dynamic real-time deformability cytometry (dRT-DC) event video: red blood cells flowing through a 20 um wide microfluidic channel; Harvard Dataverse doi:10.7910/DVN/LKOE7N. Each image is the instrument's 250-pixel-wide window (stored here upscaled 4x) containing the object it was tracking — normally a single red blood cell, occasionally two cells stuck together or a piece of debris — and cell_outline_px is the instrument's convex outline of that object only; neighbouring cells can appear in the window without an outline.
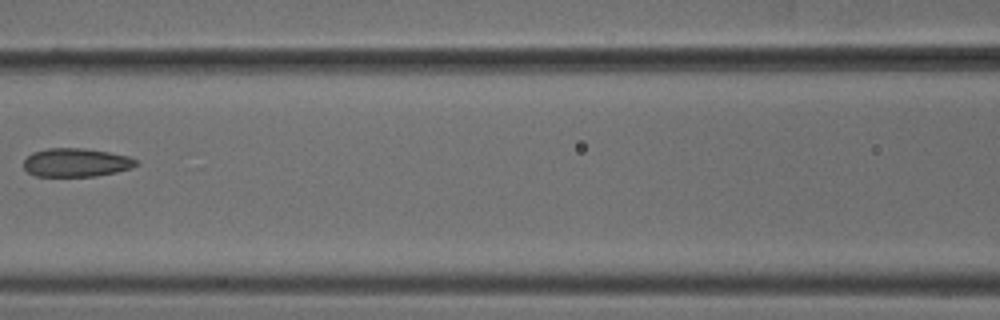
{"species": "common noctule bat (a hibernating species)", "species_latin": "Nyctalus noctula", "temperature_condition": "cold", "stored_images_in_passage": 8, "camera_frame_rate_fps": 3000, "um_per_image_px": 0.085, "animal": {"sex": "male", "body_mass_g": 18.8}, "frame": {"image": 1, "passage_image": 7, "time_ms": 2.0, "image_size_px": [1000, 320], "cell_outline_px": [[140, 164], [132, 168], [116, 172], [96, 176], [36, 176], [28, 172], [24, 168], [24, 160], [32, 152], [48, 148], [84, 148], [108, 152], [128, 156], [136, 160]], "centroid_in_image_um": [6.48, 13.81], "position_along_channel_um": 160.1, "area_um2": 18.73}}
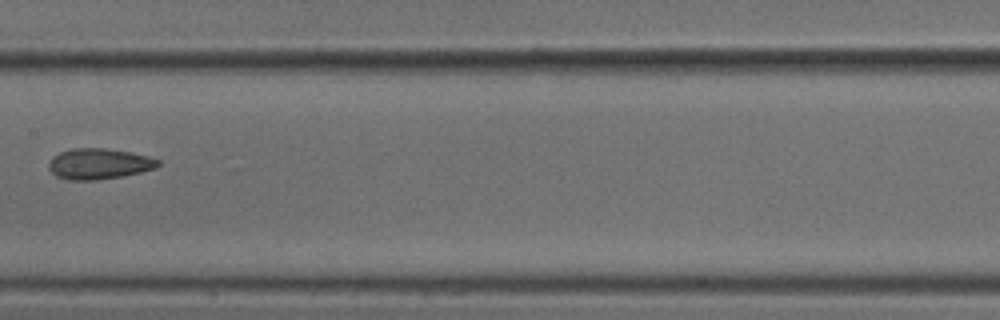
{"frame": {"image": 2, "passage_image": 8, "time_ms": 2.333, "image_size_px": [1000, 320], "cell_outline_px": [[160, 164], [156, 168], [140, 172], [120, 176], [96, 180], [68, 180], [56, 176], [48, 168], [48, 164], [52, 156], [60, 152], [72, 148], [104, 148], [128, 152], [148, 156], [160, 160]], "centroid_in_image_um": [8.38, 13.92], "position_along_channel_um": 199.0, "area_um2": 19.54}}